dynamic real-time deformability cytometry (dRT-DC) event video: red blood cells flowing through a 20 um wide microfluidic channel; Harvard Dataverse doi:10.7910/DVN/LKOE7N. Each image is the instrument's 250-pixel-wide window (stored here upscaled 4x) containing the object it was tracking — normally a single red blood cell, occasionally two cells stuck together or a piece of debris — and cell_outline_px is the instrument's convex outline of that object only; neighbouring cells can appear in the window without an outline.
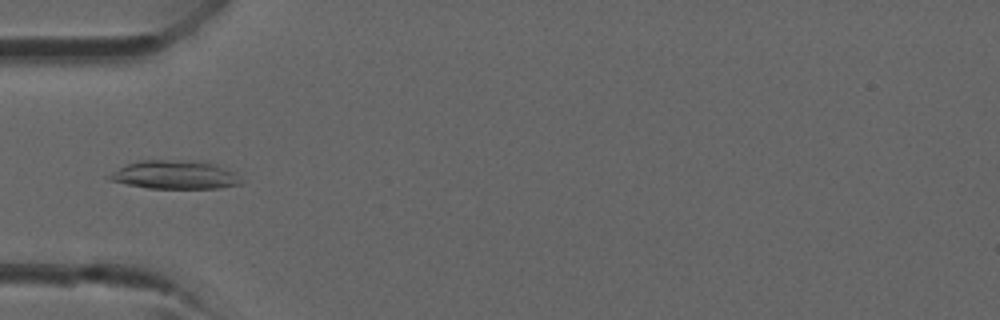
{"species": "common noctule bat (a hibernating species)", "species_latin": "Nyctalus noctula", "temperature_condition": "room temperature", "stored_images_in_passage": 30, "camera_frame_rate_fps": 3000, "um_per_image_px": 0.085, "animal": {"sex": "male", "forearm_length_mm": 52.5}, "frame": {"image": 1, "passage_image": 4, "time_ms": 1.0, "image_size_px": [1000, 320], "cell_outline_px": [[244, 184], [220, 188], [148, 188], [108, 180], [104, 176], [128, 164], [140, 160], [208, 160], [236, 172], [244, 180]], "centroid_in_image_um": [14.96, 14.84], "position_along_channel_um": 70.0, "area_um2": 22.48}}
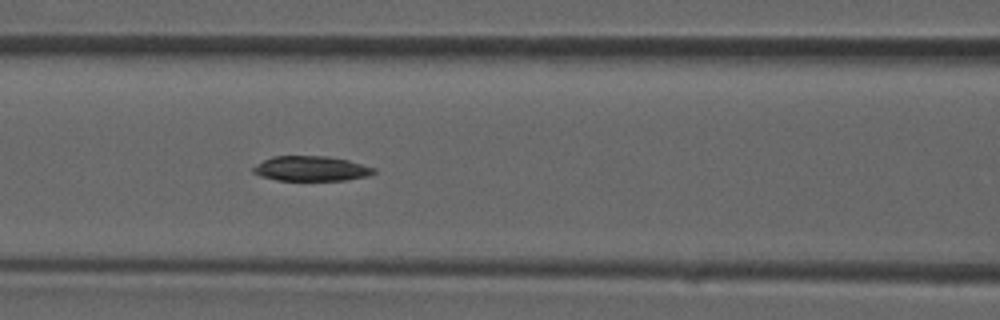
{"frame": {"image": 2, "passage_image": 8, "time_ms": 2.333, "image_size_px": [1000, 320], "cell_outline_px": [[376, 172], [368, 176], [344, 180], [276, 180], [260, 176], [252, 172], [252, 168], [256, 164], [272, 156], [328, 156], [348, 160], [376, 168]], "centroid_in_image_um": [26.44, 14.33], "position_along_channel_um": 140.2, "area_um2": 17.57}}
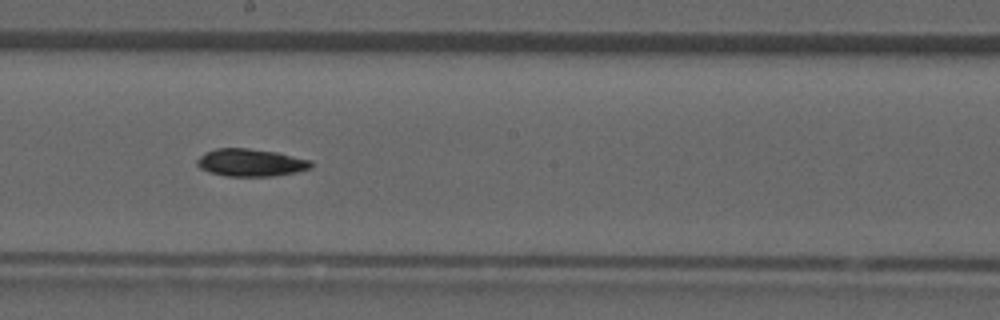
{"frame": {"image": 3, "passage_image": 13, "time_ms": 4.0, "image_size_px": [1000, 320], "cell_outline_px": [[316, 164], [312, 168], [296, 172], [272, 176], [228, 176], [208, 172], [200, 168], [196, 164], [196, 160], [204, 152], [216, 148], [248, 148], [276, 152], [312, 160]], "centroid_in_image_um": [21.33, 13.82], "position_along_channel_um": 226.9, "area_um2": 18.5}}